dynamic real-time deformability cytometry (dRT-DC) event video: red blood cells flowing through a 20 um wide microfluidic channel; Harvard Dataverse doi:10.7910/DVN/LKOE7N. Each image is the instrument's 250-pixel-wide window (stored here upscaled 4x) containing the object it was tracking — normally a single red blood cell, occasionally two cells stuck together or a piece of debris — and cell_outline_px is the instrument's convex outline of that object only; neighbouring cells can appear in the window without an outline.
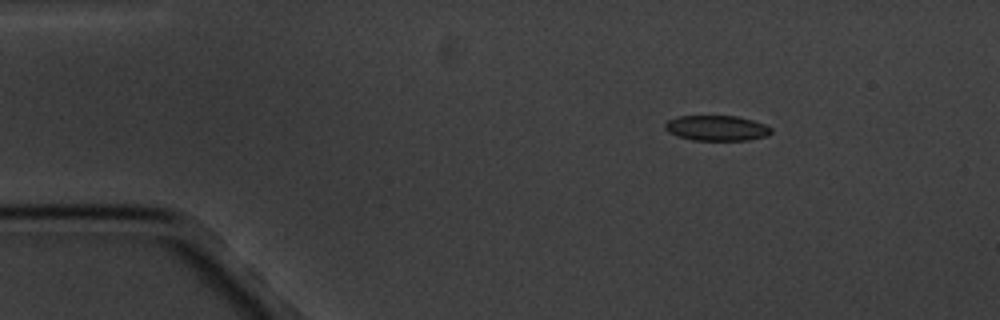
{"species": "common noctule bat (a hibernating species)", "species_latin": "Nyctalus noctula", "temperature_condition": "cold", "stored_images_in_passage": 16, "camera_frame_rate_fps": 3000, "um_per_image_px": 0.085, "animal": {"sex": "male", "body_mass_g": 20.1, "forearm_length_mm": 53.5}, "frame": {"image": 1, "passage_image": 2, "time_ms": 2.0, "image_size_px": [1000, 320], "cell_outline_px": [[772, 132], [768, 136], [748, 140], [692, 140], [676, 136], [668, 132], [664, 128], [664, 124], [668, 120], [676, 116], [736, 116], [752, 120], [764, 124], [772, 128]], "centroid_in_image_um": [60.9, 10.89], "position_along_channel_um": 24.1, "area_um2": 15.78}}
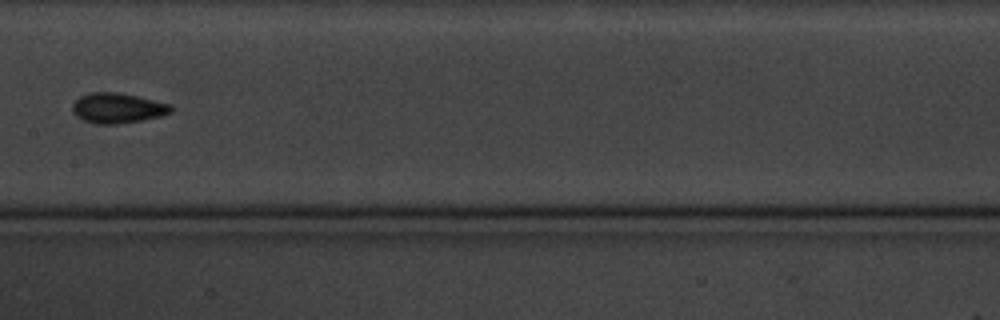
{"frame": {"image": 2, "passage_image": 8, "time_ms": 9.0, "image_size_px": [1000, 320], "cell_outline_px": [[172, 112], [160, 116], [144, 120], [116, 124], [96, 124], [84, 120], [76, 116], [72, 112], [72, 104], [80, 96], [92, 92], [120, 92], [172, 104]], "centroid_in_image_um": [10.0, 9.18], "position_along_channel_um": 197.4, "area_um2": 17.46}}
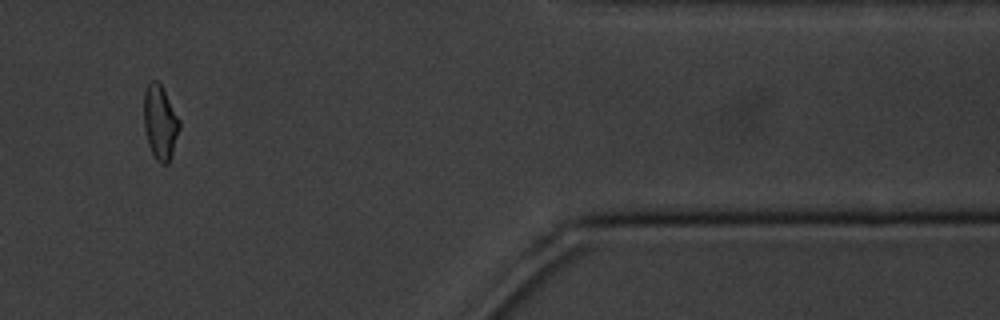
{"frame": {"image": 3, "passage_image": 14, "time_ms": 16.0, "image_size_px": [1000, 320], "cell_outline_px": [[180, 128], [168, 164], [160, 164], [156, 160], [148, 144], [144, 128], [144, 92], [148, 84], [152, 80], [156, 80], [160, 84], [180, 120]], "centroid_in_image_um": [13.6, 10.42], "position_along_channel_um": 397.8, "area_um2": 15.2}, "authors_computed_cell_mechanics": {"area_um2": 15.9817, "velocity_mm_per_s": 3.3725, "shape_relaxation_time_tau1_ms": 4.5672, "shape_relaxation_time_tau2_ms": 4.0307, "deformation_change_tau1": 0.088, "deformation_change_tau2": 0.0861}}